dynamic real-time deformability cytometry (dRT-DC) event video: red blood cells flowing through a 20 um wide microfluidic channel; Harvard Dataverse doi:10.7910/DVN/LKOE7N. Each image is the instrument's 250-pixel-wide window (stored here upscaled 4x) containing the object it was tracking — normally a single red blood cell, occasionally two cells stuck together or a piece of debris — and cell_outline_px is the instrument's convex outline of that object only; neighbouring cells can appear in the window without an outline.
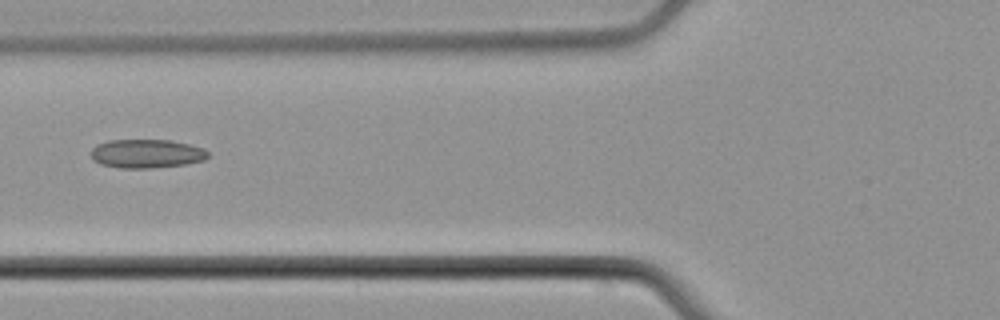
{"species": "common noctule bat (a hibernating species)", "species_latin": "Nyctalus noctula", "temperature_condition": "cold", "stored_images_in_passage": 6, "camera_frame_rate_fps": 3000, "um_per_image_px": 0.085, "animal": {"sex": "male", "body_mass_g": 21.5, "forearm_length_mm": 52.0}, "frame": {"image": 1, "passage_image": 6, "time_ms": 6.0, "image_size_px": [1000, 320], "cell_outline_px": [[208, 156], [204, 160], [184, 164], [148, 168], [120, 168], [100, 164], [92, 160], [92, 148], [96, 144], [108, 140], [172, 140], [204, 148], [208, 152]], "centroid_in_image_um": [12.43, 13.05], "position_along_channel_um": 113.4, "area_um2": 19.59}}